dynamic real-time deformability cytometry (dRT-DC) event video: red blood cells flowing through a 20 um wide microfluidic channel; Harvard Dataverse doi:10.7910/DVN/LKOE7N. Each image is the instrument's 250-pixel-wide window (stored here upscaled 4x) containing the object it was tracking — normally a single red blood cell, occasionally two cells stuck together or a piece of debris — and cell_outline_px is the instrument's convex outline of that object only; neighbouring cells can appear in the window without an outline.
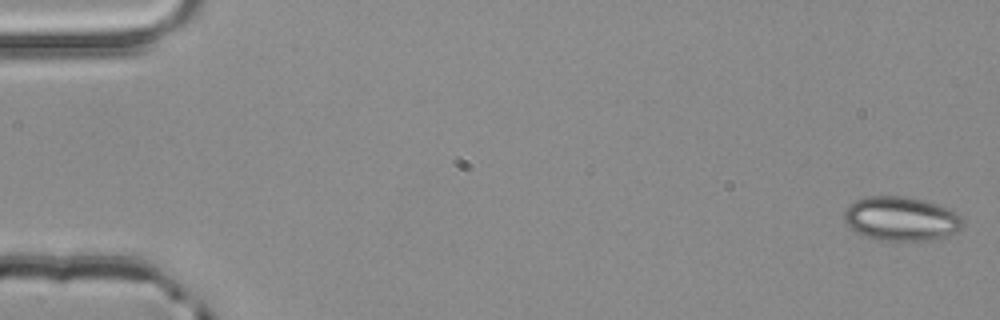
{"species": "common noctule bat (a hibernating species)", "species_latin": "Nyctalus noctula", "temperature_condition": "room temperature", "stored_images_in_passage": 4, "camera_frame_rate_fps": 3000, "um_per_image_px": 0.085, "animal": {"sex": "male", "body_mass_g": 20.4}, "frame": {"image": 1, "passage_image": 1, "time_ms": 0.0, "image_size_px": [1000, 320], "cell_outline_px": [[964, 224], [956, 232], [928, 240], [880, 240], [860, 236], [848, 228], [844, 220], [844, 212], [848, 204], [856, 200], [868, 196], [904, 196], [924, 200], [948, 208], [956, 212], [964, 220]], "centroid_in_image_um": [76.54, 18.59], "position_along_channel_um": 8.5, "area_um2": 30.69}}